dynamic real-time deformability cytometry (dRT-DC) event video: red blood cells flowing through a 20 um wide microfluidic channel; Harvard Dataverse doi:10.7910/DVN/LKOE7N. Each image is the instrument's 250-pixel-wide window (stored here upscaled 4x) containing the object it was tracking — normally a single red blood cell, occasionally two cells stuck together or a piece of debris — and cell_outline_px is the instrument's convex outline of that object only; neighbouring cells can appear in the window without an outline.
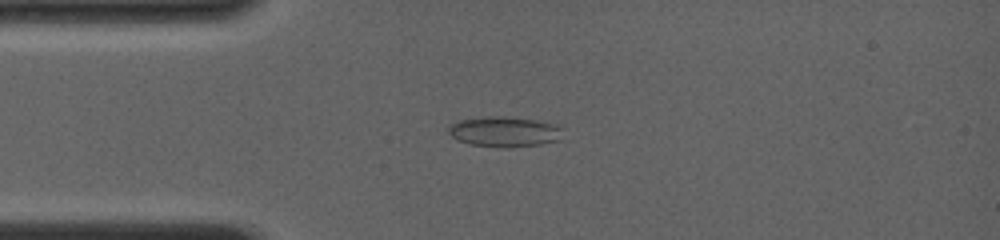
{"species": "common noctule bat (a hibernating species)", "species_latin": "Nyctalus noctula", "temperature_condition": "room temperature", "stored_images_in_passage": 6, "camera_frame_rate_fps": 4000, "um_per_image_px": 0.085, "animal": {"sex": "female", "body_mass_g": 19.0, "forearm_length_mm": 56.7}, "frame": {"image": 1, "passage_image": 5, "time_ms": 3.25, "image_size_px": [1000, 240], "cell_outline_px": [[564, 128], [560, 140], [540, 144], [508, 148], [504, 148], [468, 144], [456, 140], [448, 132], [448, 128], [452, 124], [460, 120], [488, 116], [500, 116], [536, 120], [556, 124]], "centroid_in_image_um": [42.9, 11.2], "position_along_channel_um": 42.1, "area_um2": 20.35}}
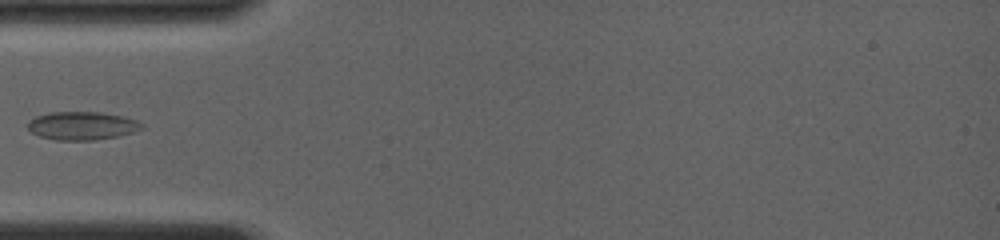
{"frame": {"image": 2, "passage_image": 6, "time_ms": 4.5, "image_size_px": [1000, 240], "cell_outline_px": [[144, 128], [132, 132], [116, 136], [96, 140], [56, 140], [40, 136], [32, 132], [28, 128], [28, 120], [36, 116], [52, 112], [100, 112], [124, 116], [136, 120], [144, 124]], "centroid_in_image_um": [6.98, 10.68], "position_along_channel_um": 78.0, "area_um2": 18.73}}